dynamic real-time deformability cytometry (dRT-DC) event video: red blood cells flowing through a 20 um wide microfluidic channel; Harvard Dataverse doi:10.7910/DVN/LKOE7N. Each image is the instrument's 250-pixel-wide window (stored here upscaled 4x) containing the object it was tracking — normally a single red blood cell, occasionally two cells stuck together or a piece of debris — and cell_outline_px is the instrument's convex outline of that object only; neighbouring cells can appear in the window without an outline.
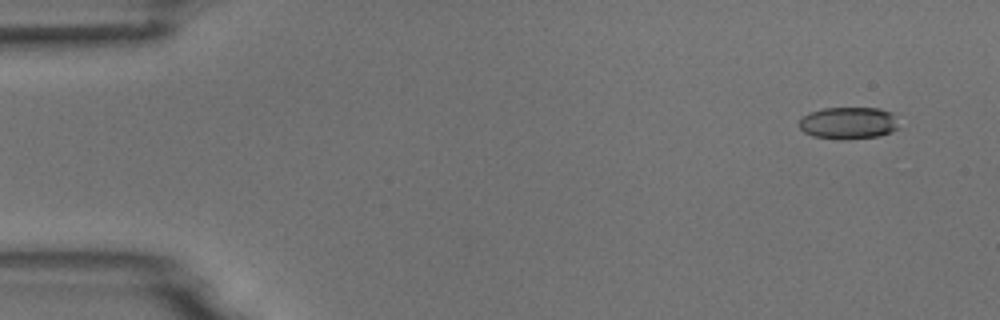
{"species": "common noctule bat (a hibernating species)", "species_latin": "Nyctalus noctula", "temperature_condition": "room temperature", "stored_images_in_passage": 24, "camera_frame_rate_fps": 3000, "um_per_image_px": 0.085, "animal": {"sex": "male", "body_mass_g": 18.8}, "frame": {"image": 1, "passage_image": 4, "time_ms": 1.0, "image_size_px": [1000, 320], "cell_outline_px": [[896, 128], [892, 132], [876, 136], [844, 140], [812, 136], [804, 132], [796, 124], [808, 112], [824, 108], [880, 108], [892, 112]], "centroid_in_image_um": [72.04, 10.45], "position_along_channel_um": 13.0, "area_um2": 18.55}}
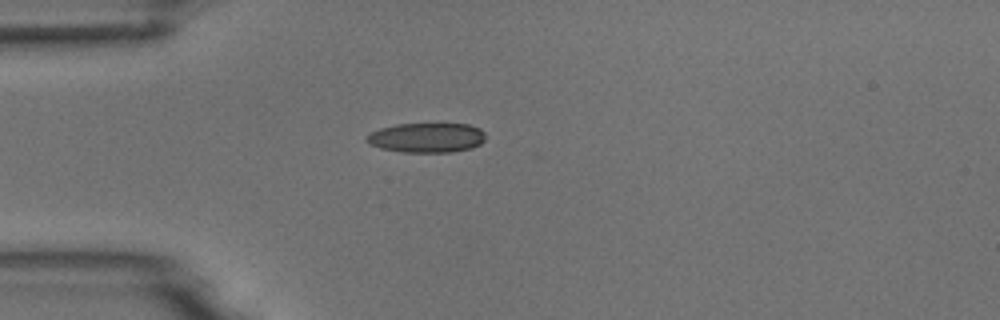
{"frame": {"image": 2, "passage_image": 15, "time_ms": 4.667, "image_size_px": [1000, 320], "cell_outline_px": [[484, 140], [480, 144], [472, 148], [452, 152], [404, 152], [380, 148], [368, 144], [364, 140], [364, 136], [380, 128], [396, 124], [468, 124], [480, 128], [484, 132]], "centroid_in_image_um": [36.24, 11.7], "position_along_channel_um": 48.8, "area_um2": 20.69}}